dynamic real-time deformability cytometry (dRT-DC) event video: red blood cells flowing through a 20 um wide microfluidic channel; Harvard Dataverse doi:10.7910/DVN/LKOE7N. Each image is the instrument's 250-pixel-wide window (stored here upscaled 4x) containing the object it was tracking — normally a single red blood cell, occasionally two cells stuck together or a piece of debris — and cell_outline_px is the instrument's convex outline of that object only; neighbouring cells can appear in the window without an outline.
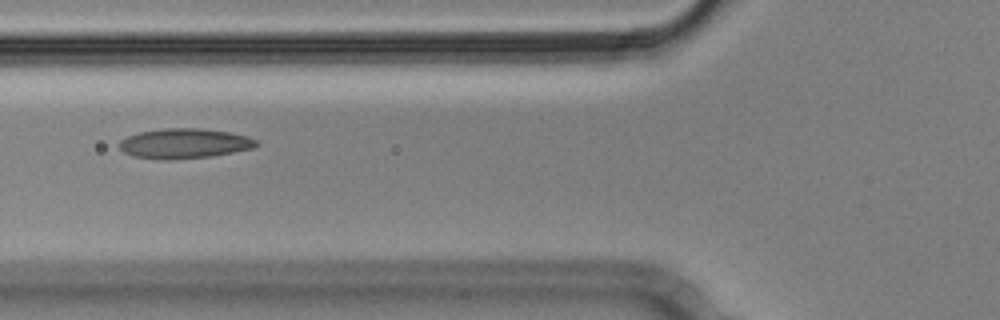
{"species": "Egyptian fruit bat (a non-hibernating species)", "species_latin": "Rousettus aegyptiacus", "temperature_condition": "cold", "stored_images_in_passage": 12, "camera_frame_rate_fps": 3000, "um_per_image_px": 0.085, "animal": {"sex": "male"}, "frame": {"image": 1, "passage_image": 4, "time_ms": 1.0, "image_size_px": [1000, 320], "cell_outline_px": [[260, 144], [252, 148], [212, 156], [172, 160], [160, 160], [132, 156], [124, 152], [116, 144], [120, 140], [128, 136], [140, 132], [164, 128], [200, 128], [228, 132], [248, 136], [256, 140]], "centroid_in_image_um": [15.63, 12.2], "position_along_channel_um": 110.2, "area_um2": 24.04}}
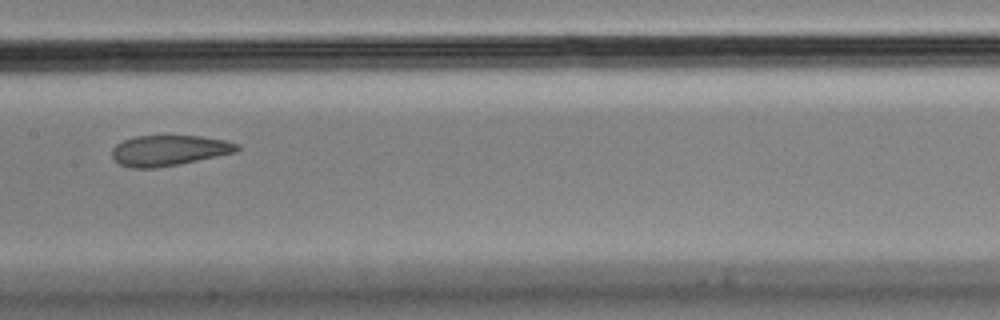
{"frame": {"image": 2, "passage_image": 6, "time_ms": 1.667, "image_size_px": [1000, 320], "cell_outline_px": [[240, 148], [236, 152], [180, 164], [156, 168], [132, 168], [120, 164], [112, 156], [112, 148], [116, 144], [124, 140], [136, 136], [200, 136], [224, 140], [240, 144]], "centroid_in_image_um": [14.37, 12.79], "position_along_channel_um": 193.0, "area_um2": 22.2}}
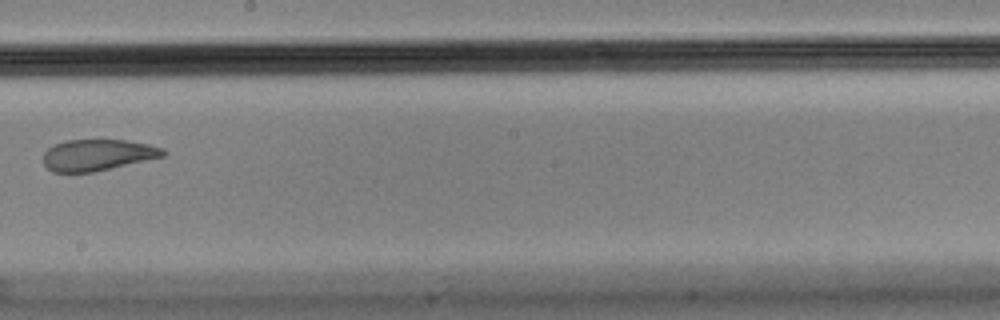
{"frame": {"image": 3, "passage_image": 7, "time_ms": 2.0, "image_size_px": [1000, 320], "cell_outline_px": [[168, 152], [164, 156], [92, 172], [52, 172], [44, 164], [44, 152], [52, 144], [64, 140], [128, 140], [148, 144], [164, 148]], "centroid_in_image_um": [8.29, 13.16], "position_along_channel_um": 239.9, "area_um2": 21.85}}